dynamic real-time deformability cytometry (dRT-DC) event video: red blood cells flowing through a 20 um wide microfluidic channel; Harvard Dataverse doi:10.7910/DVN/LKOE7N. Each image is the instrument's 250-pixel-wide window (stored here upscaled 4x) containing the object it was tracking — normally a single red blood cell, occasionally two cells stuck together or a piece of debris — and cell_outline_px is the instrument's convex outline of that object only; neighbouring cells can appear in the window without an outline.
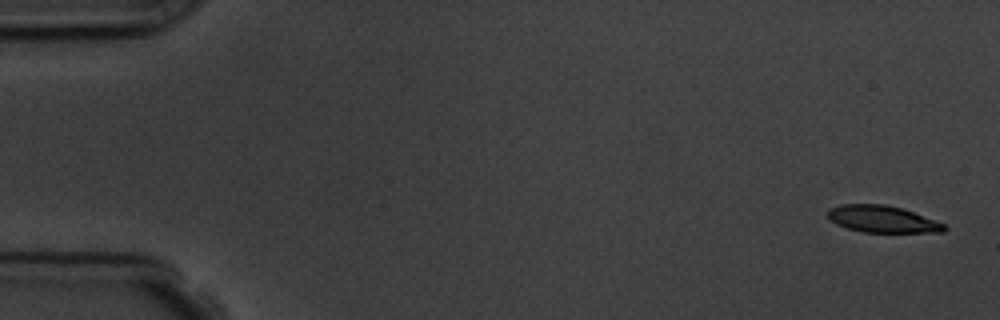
{"species": "common noctule bat (a hibernating species)", "species_latin": "Nyctalus noctula", "temperature_condition": "room temperature", "stored_images_in_passage": 9, "camera_frame_rate_fps": 3000, "um_per_image_px": 0.085, "animal": {"sex": "male", "body_mass_g": 19.5, "forearm_length_mm": 54.6}, "frame": {"image": 1, "passage_image": 1, "time_ms": 0.0, "image_size_px": [1000, 320], "cell_outline_px": [[948, 228], [944, 232], [864, 232], [848, 228], [836, 224], [828, 216], [828, 208], [840, 204], [884, 204], [900, 208], [912, 212], [944, 224]], "centroid_in_image_um": [74.97, 18.62], "position_along_channel_um": 10.0, "area_um2": 17.98}}
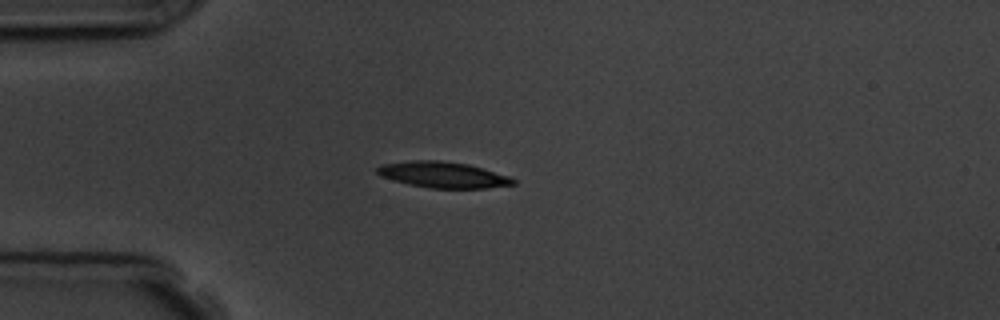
{"frame": {"image": 2, "passage_image": 4, "time_ms": 4.333, "image_size_px": [1000, 320], "cell_outline_px": [[516, 184], [488, 188], [432, 188], [408, 184], [380, 176], [376, 172], [376, 168], [380, 164], [416, 160], [436, 160], [468, 164], [508, 176], [516, 180]], "centroid_in_image_um": [37.64, 14.86], "position_along_channel_um": 47.4, "area_um2": 20.46}}